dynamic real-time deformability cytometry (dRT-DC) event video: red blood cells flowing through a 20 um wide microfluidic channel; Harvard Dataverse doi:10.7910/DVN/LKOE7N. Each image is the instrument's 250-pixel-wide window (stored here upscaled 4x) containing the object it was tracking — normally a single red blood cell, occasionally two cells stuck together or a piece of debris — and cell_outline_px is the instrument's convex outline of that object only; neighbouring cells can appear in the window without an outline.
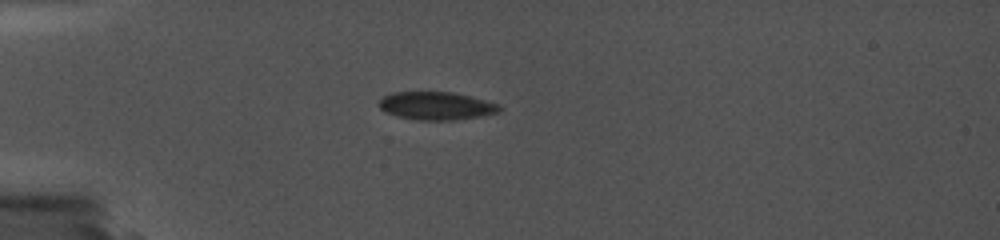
{"species": "common noctule bat (a hibernating species)", "species_latin": "Nyctalus noctula", "temperature_condition": "cold", "stored_images_in_passage": 2, "camera_frame_rate_fps": 5000, "um_per_image_px": 0.085, "animal": {"sex": "female", "body_mass_g": 19.0, "forearm_length_mm": 56.7}, "frame": {"image": 1, "passage_image": 1, "time_ms": 0.0, "image_size_px": [1000, 240], "cell_outline_px": [[500, 108], [496, 112], [456, 120], [412, 120], [396, 116], [384, 112], [380, 108], [380, 100], [388, 96], [404, 92], [436, 92], [460, 96], [492, 104]], "centroid_in_image_um": [36.91, 9.05], "position_along_channel_um": 48.1, "area_um2": 18.21}}